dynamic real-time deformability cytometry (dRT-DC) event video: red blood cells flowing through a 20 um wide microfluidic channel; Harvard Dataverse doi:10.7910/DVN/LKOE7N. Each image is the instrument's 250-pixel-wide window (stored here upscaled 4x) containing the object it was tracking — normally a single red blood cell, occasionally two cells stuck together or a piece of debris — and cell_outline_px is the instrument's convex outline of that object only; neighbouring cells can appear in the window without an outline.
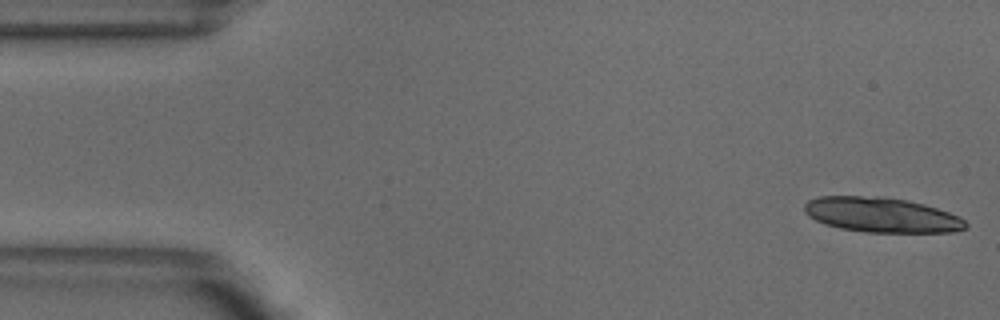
{"species": "common noctule bat (a hibernating species)", "species_latin": "Nyctalus noctula", "temperature_condition": "warm", "stored_images_in_passage": 29, "camera_frame_rate_fps": 3000, "um_per_image_px": 0.085, "animal": {"sex": "male", "body_mass_g": 18.8}, "frame": {"image": 1, "passage_image": 1, "time_ms": 0.0, "image_size_px": [1000, 320], "cell_outline_px": [[968, 228], [956, 232], [864, 232], [840, 228], [824, 224], [808, 216], [804, 212], [804, 204], [808, 200], [820, 196], [884, 196], [908, 200], [924, 204], [960, 216], [968, 224]], "centroid_in_image_um": [74.94, 18.26], "position_along_channel_um": 10.1, "area_um2": 33.12}}
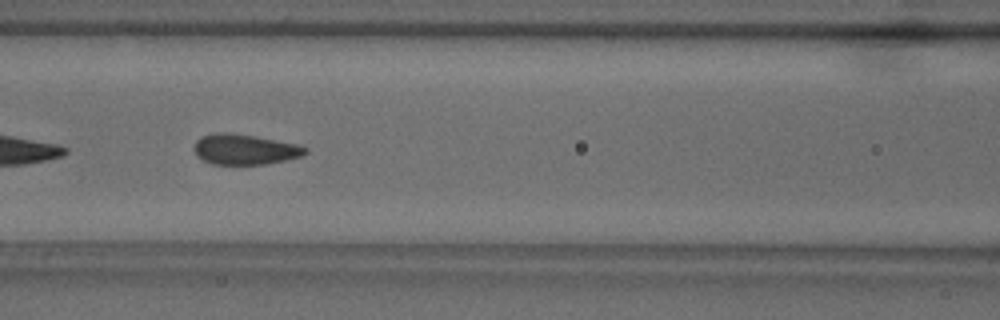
{"frame": {"image": 2, "passage_image": 21, "time_ms": 6.667, "image_size_px": [1000, 320], "cell_outline_px": [[308, 152], [304, 156], [264, 164], [212, 164], [196, 156], [192, 148], [196, 140], [200, 136], [212, 132], [232, 132], [256, 136], [296, 144], [308, 148]], "centroid_in_image_um": [20.76, 12.68], "position_along_channel_um": 145.8, "area_um2": 20.0}}